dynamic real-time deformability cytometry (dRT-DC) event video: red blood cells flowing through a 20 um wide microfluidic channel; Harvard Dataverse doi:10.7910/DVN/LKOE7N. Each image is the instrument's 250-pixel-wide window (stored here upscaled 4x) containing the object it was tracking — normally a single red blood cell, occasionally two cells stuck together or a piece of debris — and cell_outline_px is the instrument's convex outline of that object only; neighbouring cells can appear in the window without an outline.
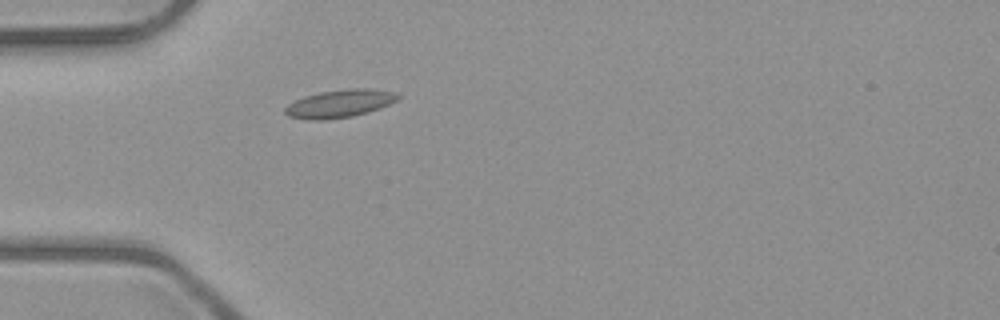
{"species": "common noctule bat (a hibernating species)", "species_latin": "Nyctalus noctula", "temperature_condition": "room temperature", "stored_images_in_passage": 2, "camera_frame_rate_fps": 3000, "um_per_image_px": 0.085, "animal": {"sex": "male", "body_mass_g": 23.1, "forearm_length_mm": 52.7}, "frame": {"image": 1, "passage_image": 2, "time_ms": 1.333, "image_size_px": [1000, 320], "cell_outline_px": [[400, 96], [396, 100], [380, 108], [368, 112], [352, 116], [320, 120], [308, 120], [288, 116], [284, 112], [284, 108], [288, 104], [304, 96], [320, 92], [348, 88], [368, 88], [396, 92]], "centroid_in_image_um": [28.85, 8.8], "position_along_channel_um": 56.1, "area_um2": 18.26}}